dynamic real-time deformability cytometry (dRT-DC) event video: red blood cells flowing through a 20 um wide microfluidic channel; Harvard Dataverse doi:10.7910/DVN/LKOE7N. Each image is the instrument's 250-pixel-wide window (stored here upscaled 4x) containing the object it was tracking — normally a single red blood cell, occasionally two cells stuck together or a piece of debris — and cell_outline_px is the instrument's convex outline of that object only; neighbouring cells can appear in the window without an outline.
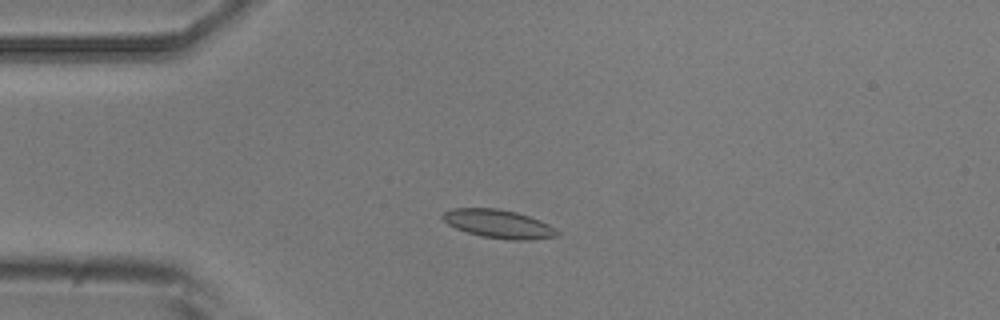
{"species": "common noctule bat (a hibernating species)", "species_latin": "Nyctalus noctula", "temperature_condition": "room temperature", "stored_images_in_passage": 7, "camera_frame_rate_fps": 3000, "um_per_image_px": 0.085, "animal": {"sex": "male", "body_mass_g": 20.5, "forearm_length_mm": 52.5}, "frame": {"image": 1, "passage_image": 3, "time_ms": 2.333, "image_size_px": [1000, 320], "cell_outline_px": [[560, 232], [556, 236], [528, 240], [512, 240], [480, 236], [456, 228], [448, 224], [440, 216], [444, 212], [452, 208], [496, 208], [516, 212], [540, 220], [548, 224]], "centroid_in_image_um": [42.36, 19.02], "position_along_channel_um": 42.6, "area_um2": 18.84}}
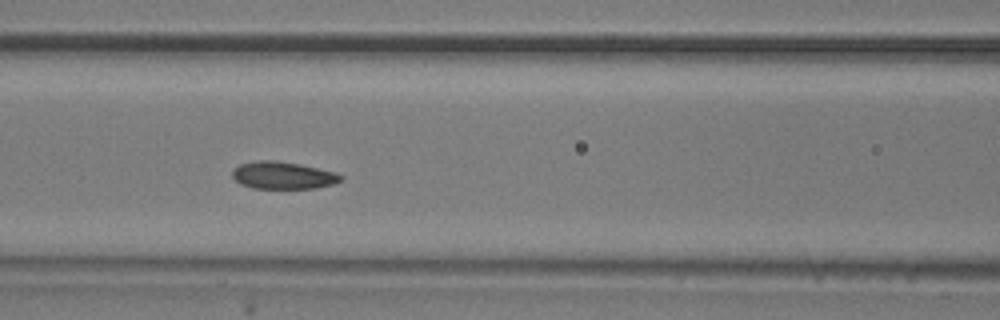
{"frame": {"image": 2, "passage_image": 6, "time_ms": 5.667, "image_size_px": [1000, 320], "cell_outline_px": [[344, 180], [332, 184], [316, 188], [252, 188], [240, 184], [232, 176], [232, 172], [240, 164], [260, 160], [276, 160], [300, 164], [336, 172], [344, 176]], "centroid_in_image_um": [24.09, 14.9], "position_along_channel_um": 142.5, "area_um2": 17.28}}
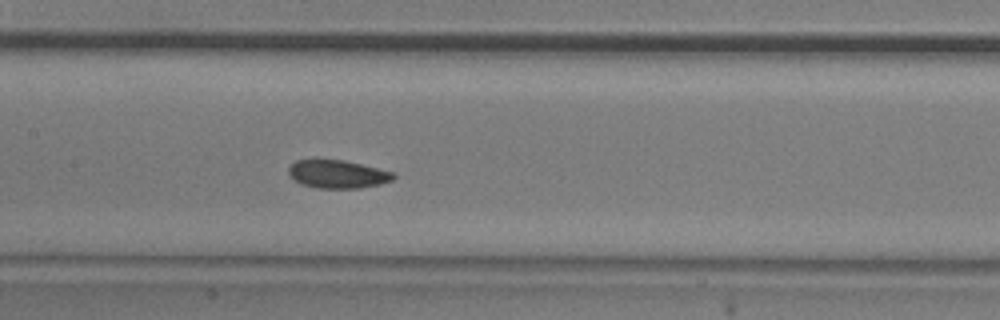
{"frame": {"image": 3, "passage_image": 7, "time_ms": 6.667, "image_size_px": [1000, 320], "cell_outline_px": [[396, 176], [392, 180], [380, 184], [360, 188], [316, 188], [304, 184], [288, 176], [288, 168], [296, 160], [344, 160], [396, 172]], "centroid_in_image_um": [28.73, 14.8], "position_along_channel_um": 178.7, "area_um2": 17.17}}